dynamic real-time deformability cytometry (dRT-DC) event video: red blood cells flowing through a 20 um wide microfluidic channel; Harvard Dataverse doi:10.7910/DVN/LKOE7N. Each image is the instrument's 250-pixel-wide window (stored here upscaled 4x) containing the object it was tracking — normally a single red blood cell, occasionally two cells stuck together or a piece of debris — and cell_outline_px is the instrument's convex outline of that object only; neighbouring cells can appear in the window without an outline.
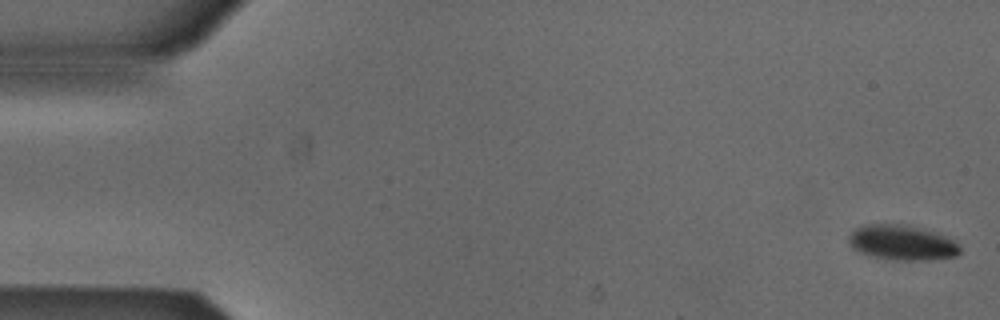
{"species": "Egyptian fruit bat (a non-hibernating species)", "species_latin": "Rousettus aegyptiacus", "temperature_condition": "cold", "stored_images_in_passage": 5, "camera_frame_rate_fps": 3000, "um_per_image_px": 0.085, "animal": {"sex": "male"}, "frame": {"image": 1, "passage_image": 1, "time_ms": 0.0, "image_size_px": [1000, 320], "cell_outline_px": [[960, 252], [956, 256], [932, 260], [896, 260], [872, 256], [860, 252], [852, 248], [848, 240], [848, 236], [856, 228], [868, 224], [908, 224], [924, 228], [936, 232], [956, 240], [960, 244]], "centroid_in_image_um": [76.72, 20.61], "position_along_channel_um": 8.3, "area_um2": 23.06}}
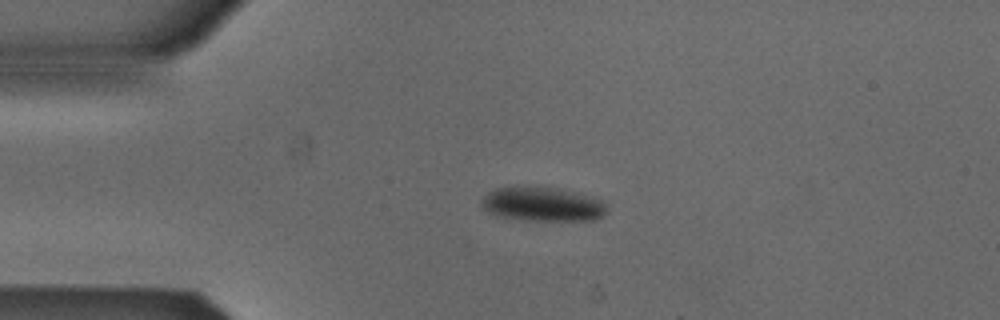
{"frame": {"image": 2, "passage_image": 4, "time_ms": 1.0, "image_size_px": [1000, 320], "cell_outline_px": [[604, 212], [600, 216], [592, 220], [520, 220], [496, 216], [488, 212], [480, 204], [480, 200], [488, 192], [496, 188], [560, 188], [576, 192], [604, 200]], "centroid_in_image_um": [46.07, 17.37], "position_along_channel_um": 38.9, "area_um2": 24.57}}